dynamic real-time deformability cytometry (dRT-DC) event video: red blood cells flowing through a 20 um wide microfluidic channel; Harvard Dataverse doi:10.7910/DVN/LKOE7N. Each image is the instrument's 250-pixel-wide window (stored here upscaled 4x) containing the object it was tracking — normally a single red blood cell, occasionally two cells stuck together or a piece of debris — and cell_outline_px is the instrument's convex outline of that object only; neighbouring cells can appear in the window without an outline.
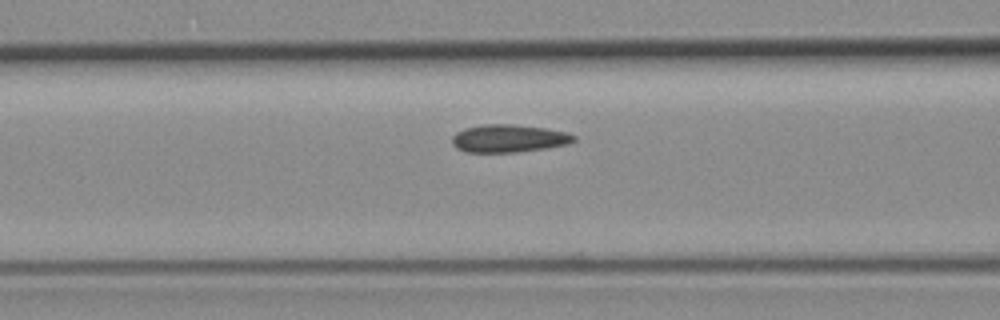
{"species": "common noctule bat (a hibernating species)", "species_latin": "Nyctalus noctula", "temperature_condition": "room temperature", "stored_images_in_passage": 41, "camera_frame_rate_fps": 3000, "um_per_image_px": 0.085, "animal": {"sex": "female", "body_mass_g": 19.3, "forearm_length_mm": 54.1}, "frame": {"image": 1, "passage_image": 9, "time_ms": 2.667, "image_size_px": [1000, 320], "cell_outline_px": [[576, 140], [568, 144], [548, 148], [516, 152], [464, 152], [456, 148], [452, 144], [452, 136], [456, 132], [464, 128], [484, 124], [512, 124], [544, 128], [568, 132], [576, 136]], "centroid_in_image_um": [43.24, 11.77], "position_along_channel_um": 123.4, "area_um2": 19.88}}
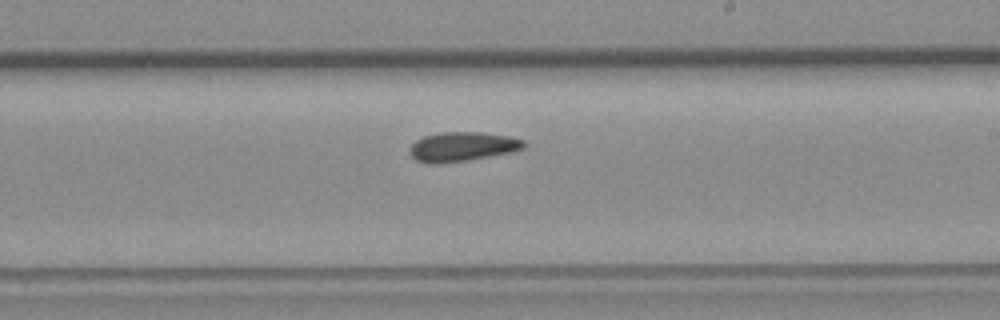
{"frame": {"image": 2, "passage_image": 19, "time_ms": 6.0, "image_size_px": [1000, 320], "cell_outline_px": [[528, 144], [524, 148], [508, 152], [468, 160], [436, 164], [428, 164], [416, 160], [412, 156], [412, 144], [416, 140], [424, 136], [440, 132], [484, 132], [508, 136], [524, 140]], "centroid_in_image_um": [39.31, 12.46], "position_along_channel_um": 249.7, "area_um2": 19.36}}
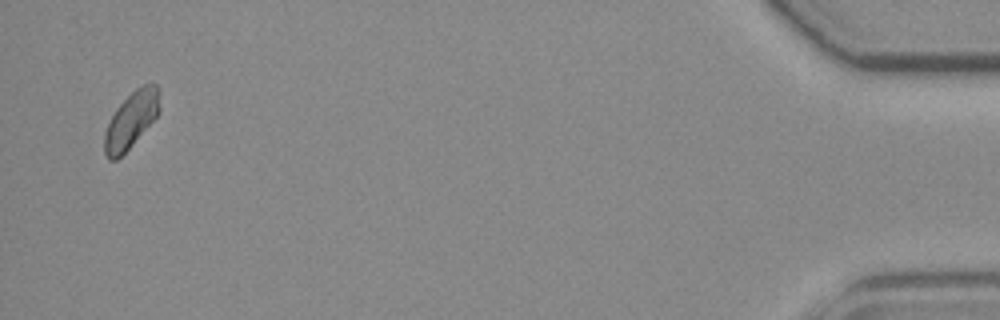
{"frame": {"image": 3, "passage_image": 40, "time_ms": 13.0, "image_size_px": [1000, 320], "cell_outline_px": [[160, 112], [128, 148], [116, 160], [108, 160], [104, 152], [104, 132], [116, 108], [136, 88], [144, 84], [156, 84], [160, 88]], "centroid_in_image_um": [11.16, 10.17], "position_along_channel_um": 424.0, "area_um2": 17.86}}